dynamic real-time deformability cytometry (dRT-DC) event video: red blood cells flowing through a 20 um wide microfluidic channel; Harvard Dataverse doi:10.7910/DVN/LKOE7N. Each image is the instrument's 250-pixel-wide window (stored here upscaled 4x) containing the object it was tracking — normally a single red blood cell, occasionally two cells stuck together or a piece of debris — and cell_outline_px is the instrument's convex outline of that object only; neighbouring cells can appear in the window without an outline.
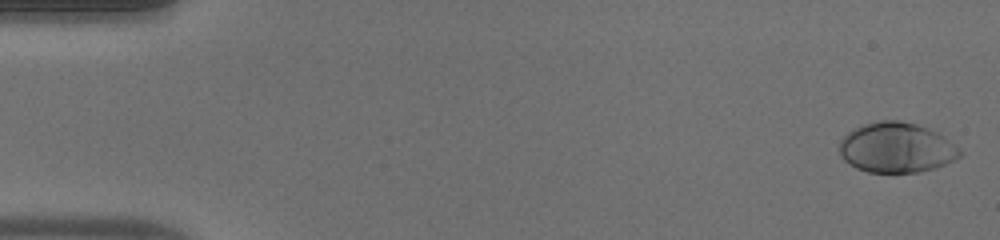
{"species": "human", "species_latin": "Homo sapiens", "temperature_condition": "warm", "stored_images_in_passage": 51, "camera_frame_rate_fps": 3000, "um_per_image_px": 0.085, "donor": {"sex": "male"}, "frame": {"image": 1, "passage_image": 1, "time_ms": 0.0, "image_size_px": [1000, 240], "cell_outline_px": [[964, 152], [960, 156], [936, 168], [920, 172], [868, 172], [856, 168], [844, 160], [840, 156], [840, 140], [848, 132], [864, 124], [880, 120], [900, 120], [916, 124], [928, 128], [944, 136], [960, 148]], "centroid_in_image_um": [76.21, 12.55], "position_along_channel_um": 8.8, "area_um2": 35.2}}
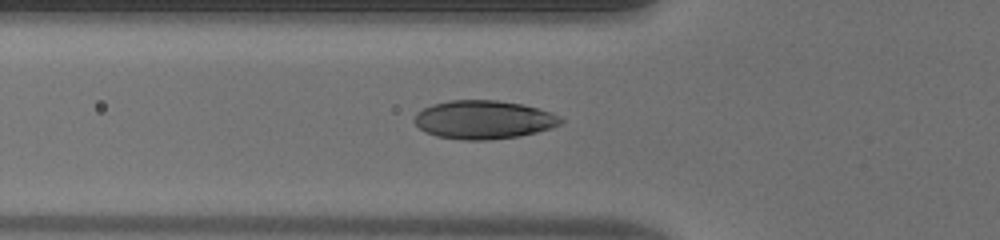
{"frame": {"image": 2, "passage_image": 18, "time_ms": 5.667, "image_size_px": [1000, 240], "cell_outline_px": [[564, 120], [560, 124], [552, 128], [520, 136], [488, 140], [464, 140], [436, 136], [420, 128], [412, 120], [416, 112], [432, 104], [448, 100], [496, 100], [520, 104], [536, 108], [548, 112]], "centroid_in_image_um": [41.06, 10.18], "position_along_channel_um": 84.7, "area_um2": 32.66}}
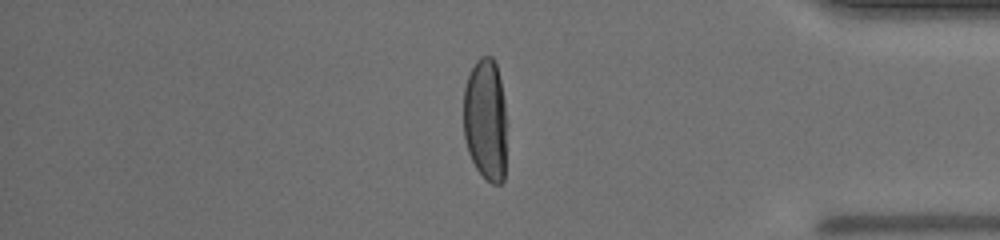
{"frame": {"image": 3, "passage_image": 43, "time_ms": 14.0, "image_size_px": [1000, 240], "cell_outline_px": [[508, 124], [504, 180], [500, 184], [492, 184], [476, 168], [468, 152], [464, 136], [464, 88], [468, 76], [476, 60], [480, 56], [492, 56], [496, 64], [500, 80], [504, 100]], "centroid_in_image_um": [41.31, 10.19], "position_along_channel_um": 393.9, "area_um2": 31.56}, "authors_computed_cell_mechanics": {"area_um2": 33.6396, "velocity_mm_per_s": 3.9992, "shape_relaxation_time_tau1_ms": 3.8104, "shape_relaxation_time_tau2_ms": null, "deformation_change_tau1": 0.2072, "deformation_change_tau2": null}}